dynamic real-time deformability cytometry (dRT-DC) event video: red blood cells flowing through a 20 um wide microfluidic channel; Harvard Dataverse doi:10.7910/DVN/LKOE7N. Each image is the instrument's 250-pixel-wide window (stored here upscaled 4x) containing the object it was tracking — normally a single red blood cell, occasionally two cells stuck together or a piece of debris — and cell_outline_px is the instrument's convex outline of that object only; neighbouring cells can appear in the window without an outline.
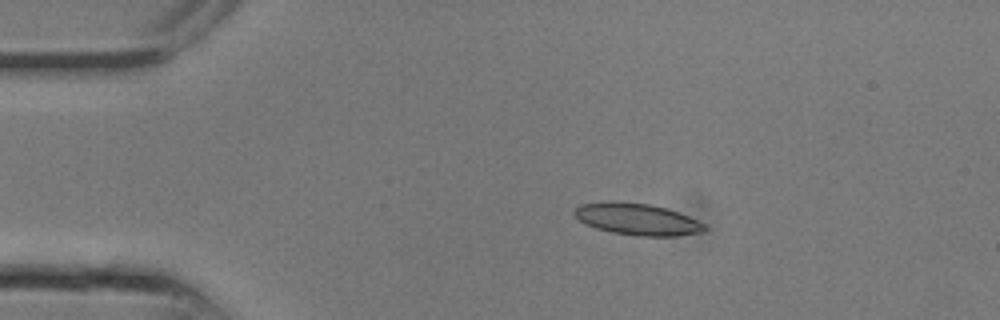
{"species": "common noctule bat (a hibernating species)", "species_latin": "Nyctalus noctula", "temperature_condition": "room temperature", "stored_images_in_passage": 24, "camera_frame_rate_fps": 3000, "um_per_image_px": 0.085, "animal": {"sex": "male", "body_mass_g": 13.3}, "frame": {"image": 1, "passage_image": 4, "time_ms": 1.0, "image_size_px": [1000, 320], "cell_outline_px": [[708, 228], [704, 232], [676, 236], [636, 236], [612, 232], [596, 228], [584, 224], [572, 212], [580, 204], [612, 200], [648, 204], [668, 208], [680, 212], [704, 224]], "centroid_in_image_um": [54.16, 18.63], "position_along_channel_um": 30.8, "area_um2": 24.28}}
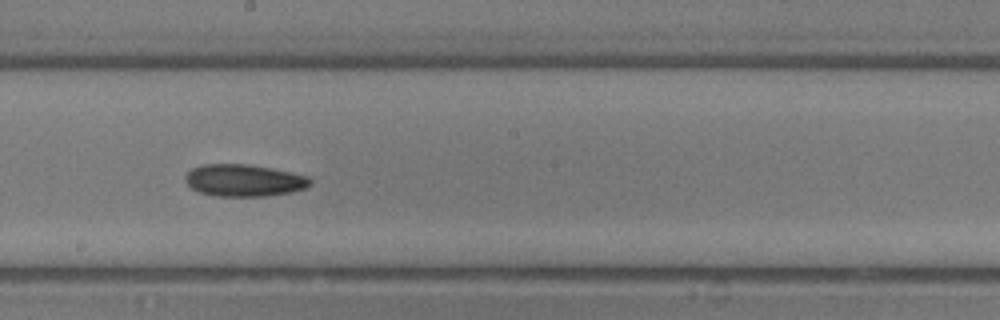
{"frame": {"image": 2, "passage_image": 13, "time_ms": 4.0, "image_size_px": [1000, 320], "cell_outline_px": [[312, 184], [308, 188], [292, 192], [268, 196], [216, 196], [200, 192], [192, 188], [184, 180], [184, 176], [192, 168], [200, 164], [248, 164], [272, 168], [292, 172], [308, 176], [312, 180]], "centroid_in_image_um": [20.78, 15.33], "position_along_channel_um": 227.4, "area_um2": 23.64}}
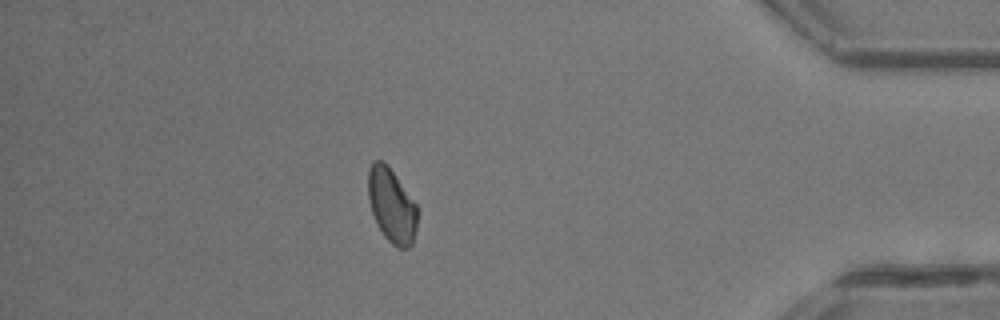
{"frame": {"image": 3, "passage_image": 21, "time_ms": 6.667, "image_size_px": [1000, 320], "cell_outline_px": [[416, 232], [412, 244], [408, 248], [396, 248], [384, 236], [372, 212], [368, 200], [368, 168], [376, 160], [384, 160], [416, 204]], "centroid_in_image_um": [33.28, 17.47], "position_along_channel_um": 401.9, "area_um2": 21.04}}